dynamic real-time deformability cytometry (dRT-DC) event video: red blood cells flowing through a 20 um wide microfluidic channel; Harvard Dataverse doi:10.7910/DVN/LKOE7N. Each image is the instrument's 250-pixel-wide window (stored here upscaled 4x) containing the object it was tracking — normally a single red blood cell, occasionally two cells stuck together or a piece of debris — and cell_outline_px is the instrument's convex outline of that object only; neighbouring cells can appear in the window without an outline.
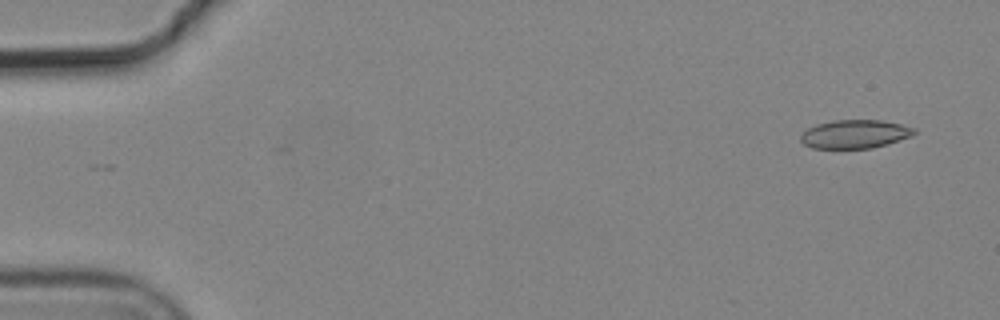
{"species": "common noctule bat (a hibernating species)", "species_latin": "Nyctalus noctula", "temperature_condition": "cold", "stored_images_in_passage": 5, "camera_frame_rate_fps": 3000, "um_per_image_px": 0.085, "animal": {"sex": "male", "body_mass_g": 19.2, "forearm_length_mm": 51.8}, "frame": {"image": 1, "passage_image": 1, "time_ms": 0.0, "image_size_px": [1000, 320], "cell_outline_px": [[916, 132], [912, 136], [888, 144], [872, 148], [812, 148], [804, 144], [800, 140], [800, 136], [808, 128], [816, 124], [832, 120], [880, 120], [900, 124], [916, 128]], "centroid_in_image_um": [72.67, 11.39], "position_along_channel_um": 12.3, "area_um2": 18.9}}
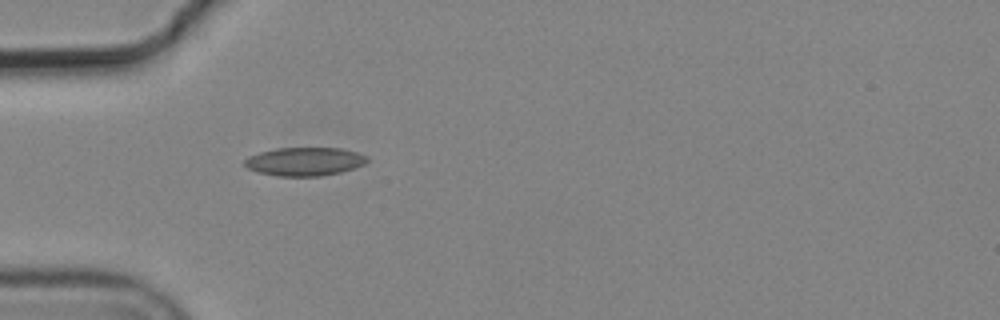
{"frame": {"image": 2, "passage_image": 5, "time_ms": 1.333, "image_size_px": [1000, 320], "cell_outline_px": [[368, 160], [364, 164], [340, 172], [320, 176], [276, 176], [256, 172], [248, 168], [244, 164], [244, 160], [248, 156], [260, 152], [276, 148], [340, 148], [356, 152], [368, 156]], "centroid_in_image_um": [25.86, 13.73], "position_along_channel_um": 59.1, "area_um2": 20.29}}